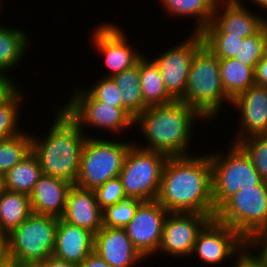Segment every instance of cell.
Wrapping results in <instances>:
<instances>
[{
    "label": "cell",
    "mask_w": 267,
    "mask_h": 267,
    "mask_svg": "<svg viewBox=\"0 0 267 267\" xmlns=\"http://www.w3.org/2000/svg\"><path fill=\"white\" fill-rule=\"evenodd\" d=\"M168 157L156 200L168 212L198 213L214 219L210 157Z\"/></svg>",
    "instance_id": "1"
},
{
    "label": "cell",
    "mask_w": 267,
    "mask_h": 267,
    "mask_svg": "<svg viewBox=\"0 0 267 267\" xmlns=\"http://www.w3.org/2000/svg\"><path fill=\"white\" fill-rule=\"evenodd\" d=\"M199 120L207 122L195 109L181 100L145 109L134 119V129L140 130L144 143L140 148L163 153L168 157L191 155L193 128ZM141 143V145H140Z\"/></svg>",
    "instance_id": "2"
},
{
    "label": "cell",
    "mask_w": 267,
    "mask_h": 267,
    "mask_svg": "<svg viewBox=\"0 0 267 267\" xmlns=\"http://www.w3.org/2000/svg\"><path fill=\"white\" fill-rule=\"evenodd\" d=\"M54 120L48 134H31V151L38 159L42 174L76 183L82 148L89 135L60 106H54ZM57 107V108H56ZM41 138V139H40Z\"/></svg>",
    "instance_id": "3"
},
{
    "label": "cell",
    "mask_w": 267,
    "mask_h": 267,
    "mask_svg": "<svg viewBox=\"0 0 267 267\" xmlns=\"http://www.w3.org/2000/svg\"><path fill=\"white\" fill-rule=\"evenodd\" d=\"M181 101L195 109L207 122L221 114L223 102L232 104L221 81L219 58L204 44L194 54Z\"/></svg>",
    "instance_id": "4"
},
{
    "label": "cell",
    "mask_w": 267,
    "mask_h": 267,
    "mask_svg": "<svg viewBox=\"0 0 267 267\" xmlns=\"http://www.w3.org/2000/svg\"><path fill=\"white\" fill-rule=\"evenodd\" d=\"M226 152L209 153L212 170V195L217 210L240 189L256 187L263 179L254 168L250 157L236 143H230Z\"/></svg>",
    "instance_id": "5"
},
{
    "label": "cell",
    "mask_w": 267,
    "mask_h": 267,
    "mask_svg": "<svg viewBox=\"0 0 267 267\" xmlns=\"http://www.w3.org/2000/svg\"><path fill=\"white\" fill-rule=\"evenodd\" d=\"M86 138L81 152L80 168L75 185L95 190L109 179L118 177L131 141H115L95 135Z\"/></svg>",
    "instance_id": "6"
},
{
    "label": "cell",
    "mask_w": 267,
    "mask_h": 267,
    "mask_svg": "<svg viewBox=\"0 0 267 267\" xmlns=\"http://www.w3.org/2000/svg\"><path fill=\"white\" fill-rule=\"evenodd\" d=\"M214 219L235 229L246 242L267 229V182L240 189L216 210Z\"/></svg>",
    "instance_id": "7"
},
{
    "label": "cell",
    "mask_w": 267,
    "mask_h": 267,
    "mask_svg": "<svg viewBox=\"0 0 267 267\" xmlns=\"http://www.w3.org/2000/svg\"><path fill=\"white\" fill-rule=\"evenodd\" d=\"M168 156L163 153L130 146L120 172L126 196L141 201L156 200L163 168Z\"/></svg>",
    "instance_id": "8"
},
{
    "label": "cell",
    "mask_w": 267,
    "mask_h": 267,
    "mask_svg": "<svg viewBox=\"0 0 267 267\" xmlns=\"http://www.w3.org/2000/svg\"><path fill=\"white\" fill-rule=\"evenodd\" d=\"M58 218L32 213L8 234L9 256L18 262L39 263L52 256Z\"/></svg>",
    "instance_id": "9"
},
{
    "label": "cell",
    "mask_w": 267,
    "mask_h": 267,
    "mask_svg": "<svg viewBox=\"0 0 267 267\" xmlns=\"http://www.w3.org/2000/svg\"><path fill=\"white\" fill-rule=\"evenodd\" d=\"M72 96L62 108L79 125L84 132L88 125L90 128L110 131V133H123L124 130L133 129L134 118L123 107H115L97 100L86 88L74 86Z\"/></svg>",
    "instance_id": "10"
},
{
    "label": "cell",
    "mask_w": 267,
    "mask_h": 267,
    "mask_svg": "<svg viewBox=\"0 0 267 267\" xmlns=\"http://www.w3.org/2000/svg\"><path fill=\"white\" fill-rule=\"evenodd\" d=\"M242 0L217 2L211 22L200 32L201 36H238L247 38L259 31L267 16L252 12Z\"/></svg>",
    "instance_id": "11"
},
{
    "label": "cell",
    "mask_w": 267,
    "mask_h": 267,
    "mask_svg": "<svg viewBox=\"0 0 267 267\" xmlns=\"http://www.w3.org/2000/svg\"><path fill=\"white\" fill-rule=\"evenodd\" d=\"M176 46L168 48L153 57L152 60L159 67L167 92L175 99L184 97L187 78L195 52L203 45L200 33L192 32Z\"/></svg>",
    "instance_id": "12"
},
{
    "label": "cell",
    "mask_w": 267,
    "mask_h": 267,
    "mask_svg": "<svg viewBox=\"0 0 267 267\" xmlns=\"http://www.w3.org/2000/svg\"><path fill=\"white\" fill-rule=\"evenodd\" d=\"M246 246L247 242L235 229L211 219L198 233L191 255H197L203 265H221Z\"/></svg>",
    "instance_id": "13"
},
{
    "label": "cell",
    "mask_w": 267,
    "mask_h": 267,
    "mask_svg": "<svg viewBox=\"0 0 267 267\" xmlns=\"http://www.w3.org/2000/svg\"><path fill=\"white\" fill-rule=\"evenodd\" d=\"M91 34L89 36L94 49L105 57L106 68L110 71L105 77H113L133 67L144 56L141 50L130 46L124 30L113 22L101 23Z\"/></svg>",
    "instance_id": "14"
},
{
    "label": "cell",
    "mask_w": 267,
    "mask_h": 267,
    "mask_svg": "<svg viewBox=\"0 0 267 267\" xmlns=\"http://www.w3.org/2000/svg\"><path fill=\"white\" fill-rule=\"evenodd\" d=\"M168 213L157 200L142 201L132 220L124 227L134 248L144 257V260L150 256H156Z\"/></svg>",
    "instance_id": "15"
},
{
    "label": "cell",
    "mask_w": 267,
    "mask_h": 267,
    "mask_svg": "<svg viewBox=\"0 0 267 267\" xmlns=\"http://www.w3.org/2000/svg\"><path fill=\"white\" fill-rule=\"evenodd\" d=\"M211 220L198 213L169 212L163 224L159 251L173 257H190L198 233Z\"/></svg>",
    "instance_id": "16"
},
{
    "label": "cell",
    "mask_w": 267,
    "mask_h": 267,
    "mask_svg": "<svg viewBox=\"0 0 267 267\" xmlns=\"http://www.w3.org/2000/svg\"><path fill=\"white\" fill-rule=\"evenodd\" d=\"M240 112V124L232 143L253 135L267 134V87L254 84L232 100Z\"/></svg>",
    "instance_id": "17"
},
{
    "label": "cell",
    "mask_w": 267,
    "mask_h": 267,
    "mask_svg": "<svg viewBox=\"0 0 267 267\" xmlns=\"http://www.w3.org/2000/svg\"><path fill=\"white\" fill-rule=\"evenodd\" d=\"M94 252L111 267H133L144 259L134 248L124 228L103 226L94 235Z\"/></svg>",
    "instance_id": "18"
},
{
    "label": "cell",
    "mask_w": 267,
    "mask_h": 267,
    "mask_svg": "<svg viewBox=\"0 0 267 267\" xmlns=\"http://www.w3.org/2000/svg\"><path fill=\"white\" fill-rule=\"evenodd\" d=\"M61 219L95 235L103 227V216L94 190L72 185L67 194L65 211Z\"/></svg>",
    "instance_id": "19"
},
{
    "label": "cell",
    "mask_w": 267,
    "mask_h": 267,
    "mask_svg": "<svg viewBox=\"0 0 267 267\" xmlns=\"http://www.w3.org/2000/svg\"><path fill=\"white\" fill-rule=\"evenodd\" d=\"M94 251V234L58 218L53 256L79 265Z\"/></svg>",
    "instance_id": "20"
},
{
    "label": "cell",
    "mask_w": 267,
    "mask_h": 267,
    "mask_svg": "<svg viewBox=\"0 0 267 267\" xmlns=\"http://www.w3.org/2000/svg\"><path fill=\"white\" fill-rule=\"evenodd\" d=\"M71 183L52 176L42 175L29 195L32 213L61 218Z\"/></svg>",
    "instance_id": "21"
},
{
    "label": "cell",
    "mask_w": 267,
    "mask_h": 267,
    "mask_svg": "<svg viewBox=\"0 0 267 267\" xmlns=\"http://www.w3.org/2000/svg\"><path fill=\"white\" fill-rule=\"evenodd\" d=\"M139 79L143 102L147 108L175 101L165 88L159 67L145 55L139 60Z\"/></svg>",
    "instance_id": "22"
},
{
    "label": "cell",
    "mask_w": 267,
    "mask_h": 267,
    "mask_svg": "<svg viewBox=\"0 0 267 267\" xmlns=\"http://www.w3.org/2000/svg\"><path fill=\"white\" fill-rule=\"evenodd\" d=\"M29 33L0 24V73L8 74L21 63L29 48ZM18 65V66H17ZM8 72V73H7Z\"/></svg>",
    "instance_id": "23"
},
{
    "label": "cell",
    "mask_w": 267,
    "mask_h": 267,
    "mask_svg": "<svg viewBox=\"0 0 267 267\" xmlns=\"http://www.w3.org/2000/svg\"><path fill=\"white\" fill-rule=\"evenodd\" d=\"M219 0H159L168 16L193 17L195 33H200L212 20ZM196 19V20H195Z\"/></svg>",
    "instance_id": "24"
},
{
    "label": "cell",
    "mask_w": 267,
    "mask_h": 267,
    "mask_svg": "<svg viewBox=\"0 0 267 267\" xmlns=\"http://www.w3.org/2000/svg\"><path fill=\"white\" fill-rule=\"evenodd\" d=\"M254 70L234 58L219 59L221 81L231 100L255 84Z\"/></svg>",
    "instance_id": "25"
},
{
    "label": "cell",
    "mask_w": 267,
    "mask_h": 267,
    "mask_svg": "<svg viewBox=\"0 0 267 267\" xmlns=\"http://www.w3.org/2000/svg\"><path fill=\"white\" fill-rule=\"evenodd\" d=\"M32 214L29 195L5 190L0 195V229L9 234Z\"/></svg>",
    "instance_id": "26"
},
{
    "label": "cell",
    "mask_w": 267,
    "mask_h": 267,
    "mask_svg": "<svg viewBox=\"0 0 267 267\" xmlns=\"http://www.w3.org/2000/svg\"><path fill=\"white\" fill-rule=\"evenodd\" d=\"M117 88L122 94L123 109L134 119L141 114L147 107L144 105L140 79H139V61L131 68L125 69L119 74L114 75Z\"/></svg>",
    "instance_id": "27"
},
{
    "label": "cell",
    "mask_w": 267,
    "mask_h": 267,
    "mask_svg": "<svg viewBox=\"0 0 267 267\" xmlns=\"http://www.w3.org/2000/svg\"><path fill=\"white\" fill-rule=\"evenodd\" d=\"M42 175L38 159L31 152L4 175L5 189L30 195Z\"/></svg>",
    "instance_id": "28"
},
{
    "label": "cell",
    "mask_w": 267,
    "mask_h": 267,
    "mask_svg": "<svg viewBox=\"0 0 267 267\" xmlns=\"http://www.w3.org/2000/svg\"><path fill=\"white\" fill-rule=\"evenodd\" d=\"M25 131V132H24ZM31 134L23 131L0 140V173L5 175L11 168L31 153Z\"/></svg>",
    "instance_id": "29"
},
{
    "label": "cell",
    "mask_w": 267,
    "mask_h": 267,
    "mask_svg": "<svg viewBox=\"0 0 267 267\" xmlns=\"http://www.w3.org/2000/svg\"><path fill=\"white\" fill-rule=\"evenodd\" d=\"M24 90L20 88L2 105H0V140L6 139L23 131L19 126L20 123V106L23 103ZM19 122V123H18Z\"/></svg>",
    "instance_id": "30"
},
{
    "label": "cell",
    "mask_w": 267,
    "mask_h": 267,
    "mask_svg": "<svg viewBox=\"0 0 267 267\" xmlns=\"http://www.w3.org/2000/svg\"><path fill=\"white\" fill-rule=\"evenodd\" d=\"M142 201L132 196H124L121 200L102 210L103 226L124 228L134 217L138 205Z\"/></svg>",
    "instance_id": "31"
},
{
    "label": "cell",
    "mask_w": 267,
    "mask_h": 267,
    "mask_svg": "<svg viewBox=\"0 0 267 267\" xmlns=\"http://www.w3.org/2000/svg\"><path fill=\"white\" fill-rule=\"evenodd\" d=\"M267 51V23L255 34L244 38L239 44L235 59L246 66L256 67Z\"/></svg>",
    "instance_id": "32"
},
{
    "label": "cell",
    "mask_w": 267,
    "mask_h": 267,
    "mask_svg": "<svg viewBox=\"0 0 267 267\" xmlns=\"http://www.w3.org/2000/svg\"><path fill=\"white\" fill-rule=\"evenodd\" d=\"M237 144L250 157L263 181L267 182V134L248 136Z\"/></svg>",
    "instance_id": "33"
},
{
    "label": "cell",
    "mask_w": 267,
    "mask_h": 267,
    "mask_svg": "<svg viewBox=\"0 0 267 267\" xmlns=\"http://www.w3.org/2000/svg\"><path fill=\"white\" fill-rule=\"evenodd\" d=\"M203 44L219 59L238 57L239 44L243 38L238 36H202Z\"/></svg>",
    "instance_id": "34"
},
{
    "label": "cell",
    "mask_w": 267,
    "mask_h": 267,
    "mask_svg": "<svg viewBox=\"0 0 267 267\" xmlns=\"http://www.w3.org/2000/svg\"><path fill=\"white\" fill-rule=\"evenodd\" d=\"M86 89L97 99L115 107H123L120 93L112 77L102 76Z\"/></svg>",
    "instance_id": "35"
},
{
    "label": "cell",
    "mask_w": 267,
    "mask_h": 267,
    "mask_svg": "<svg viewBox=\"0 0 267 267\" xmlns=\"http://www.w3.org/2000/svg\"><path fill=\"white\" fill-rule=\"evenodd\" d=\"M94 192L102 210L118 203L122 197L126 196L119 176L109 179L102 186L97 187Z\"/></svg>",
    "instance_id": "36"
},
{
    "label": "cell",
    "mask_w": 267,
    "mask_h": 267,
    "mask_svg": "<svg viewBox=\"0 0 267 267\" xmlns=\"http://www.w3.org/2000/svg\"><path fill=\"white\" fill-rule=\"evenodd\" d=\"M247 247L263 263V266L267 267V229L254 234L247 241Z\"/></svg>",
    "instance_id": "37"
},
{
    "label": "cell",
    "mask_w": 267,
    "mask_h": 267,
    "mask_svg": "<svg viewBox=\"0 0 267 267\" xmlns=\"http://www.w3.org/2000/svg\"><path fill=\"white\" fill-rule=\"evenodd\" d=\"M13 81V77L0 73V105L5 103L21 86Z\"/></svg>",
    "instance_id": "38"
},
{
    "label": "cell",
    "mask_w": 267,
    "mask_h": 267,
    "mask_svg": "<svg viewBox=\"0 0 267 267\" xmlns=\"http://www.w3.org/2000/svg\"><path fill=\"white\" fill-rule=\"evenodd\" d=\"M235 258L237 260L235 259L233 267H264L263 263L247 246L239 255L235 256Z\"/></svg>",
    "instance_id": "39"
},
{
    "label": "cell",
    "mask_w": 267,
    "mask_h": 267,
    "mask_svg": "<svg viewBox=\"0 0 267 267\" xmlns=\"http://www.w3.org/2000/svg\"><path fill=\"white\" fill-rule=\"evenodd\" d=\"M254 74L255 84L267 87V51L263 58L256 64Z\"/></svg>",
    "instance_id": "40"
},
{
    "label": "cell",
    "mask_w": 267,
    "mask_h": 267,
    "mask_svg": "<svg viewBox=\"0 0 267 267\" xmlns=\"http://www.w3.org/2000/svg\"><path fill=\"white\" fill-rule=\"evenodd\" d=\"M78 267H111V266L93 251L78 265Z\"/></svg>",
    "instance_id": "41"
},
{
    "label": "cell",
    "mask_w": 267,
    "mask_h": 267,
    "mask_svg": "<svg viewBox=\"0 0 267 267\" xmlns=\"http://www.w3.org/2000/svg\"><path fill=\"white\" fill-rule=\"evenodd\" d=\"M41 267H78V265L58 259L55 256H49L45 261L39 262Z\"/></svg>",
    "instance_id": "42"
},
{
    "label": "cell",
    "mask_w": 267,
    "mask_h": 267,
    "mask_svg": "<svg viewBox=\"0 0 267 267\" xmlns=\"http://www.w3.org/2000/svg\"><path fill=\"white\" fill-rule=\"evenodd\" d=\"M8 256V234L0 229V260H3Z\"/></svg>",
    "instance_id": "43"
},
{
    "label": "cell",
    "mask_w": 267,
    "mask_h": 267,
    "mask_svg": "<svg viewBox=\"0 0 267 267\" xmlns=\"http://www.w3.org/2000/svg\"><path fill=\"white\" fill-rule=\"evenodd\" d=\"M18 264L19 262L10 256L0 260V267H18Z\"/></svg>",
    "instance_id": "44"
},
{
    "label": "cell",
    "mask_w": 267,
    "mask_h": 267,
    "mask_svg": "<svg viewBox=\"0 0 267 267\" xmlns=\"http://www.w3.org/2000/svg\"><path fill=\"white\" fill-rule=\"evenodd\" d=\"M246 2V0H244ZM254 3V6L261 8L262 11L264 10L267 13V0H247V2Z\"/></svg>",
    "instance_id": "45"
},
{
    "label": "cell",
    "mask_w": 267,
    "mask_h": 267,
    "mask_svg": "<svg viewBox=\"0 0 267 267\" xmlns=\"http://www.w3.org/2000/svg\"><path fill=\"white\" fill-rule=\"evenodd\" d=\"M18 267H41V264L33 262H19Z\"/></svg>",
    "instance_id": "46"
},
{
    "label": "cell",
    "mask_w": 267,
    "mask_h": 267,
    "mask_svg": "<svg viewBox=\"0 0 267 267\" xmlns=\"http://www.w3.org/2000/svg\"><path fill=\"white\" fill-rule=\"evenodd\" d=\"M4 175L0 173V195L5 191Z\"/></svg>",
    "instance_id": "47"
}]
</instances>
